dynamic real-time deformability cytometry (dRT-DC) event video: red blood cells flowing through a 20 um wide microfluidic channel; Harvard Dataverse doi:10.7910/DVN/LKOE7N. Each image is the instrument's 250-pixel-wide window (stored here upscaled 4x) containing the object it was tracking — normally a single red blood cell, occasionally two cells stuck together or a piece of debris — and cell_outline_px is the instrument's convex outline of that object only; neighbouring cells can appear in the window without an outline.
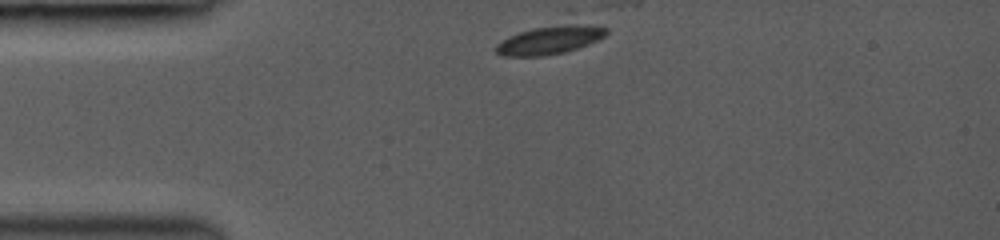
{"species": "common noctule bat (a hibernating species)", "species_latin": "Nyctalus noctula", "temperature_condition": "room temperature", "stored_images_in_passage": 4, "camera_frame_rate_fps": 3000, "um_per_image_px": 0.085, "animal": {"sex": "female", "body_mass_g": 19.0, "forearm_length_mm": 53.3}, "frame": {"image": 1, "passage_image": 1, "time_ms": 0.0, "image_size_px": [1000, 240], "cell_outline_px": [[608, 32], [604, 36], [588, 44], [564, 52], [544, 56], [500, 56], [496, 52], [496, 44], [508, 36], [532, 28], [568, 24], [588, 24], [608, 28]], "centroid_in_image_um": [46.71, 3.4], "position_along_channel_um": 38.3, "area_um2": 18.09}}
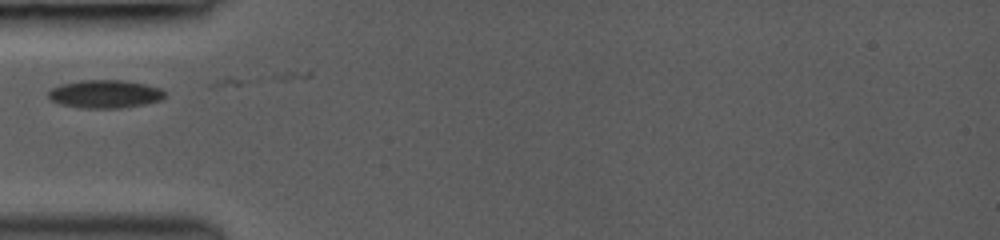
{"frame": {"image": 2, "passage_image": 3, "time_ms": 1.667, "image_size_px": [1000, 240], "cell_outline_px": [[164, 96], [160, 100], [144, 104], [120, 108], [80, 108], [60, 104], [52, 100], [48, 96], [48, 92], [52, 88], [60, 84], [80, 80], [124, 80], [144, 84], [160, 88], [164, 92]], "centroid_in_image_um": [8.89, 7.99], "position_along_channel_um": 76.1, "area_um2": 19.02}}